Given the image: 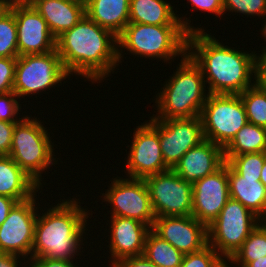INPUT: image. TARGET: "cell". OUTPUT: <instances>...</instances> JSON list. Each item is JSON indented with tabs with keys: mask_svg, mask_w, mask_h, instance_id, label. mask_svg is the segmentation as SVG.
<instances>
[{
	"mask_svg": "<svg viewBox=\"0 0 266 267\" xmlns=\"http://www.w3.org/2000/svg\"><path fill=\"white\" fill-rule=\"evenodd\" d=\"M223 8L224 14L235 13L234 15H245L251 19L255 17L253 20H257V16L261 19L266 14V0H223Z\"/></svg>",
	"mask_w": 266,
	"mask_h": 267,
	"instance_id": "cell-32",
	"label": "cell"
},
{
	"mask_svg": "<svg viewBox=\"0 0 266 267\" xmlns=\"http://www.w3.org/2000/svg\"><path fill=\"white\" fill-rule=\"evenodd\" d=\"M129 7L130 0H89L85 14L118 37L129 23Z\"/></svg>",
	"mask_w": 266,
	"mask_h": 267,
	"instance_id": "cell-24",
	"label": "cell"
},
{
	"mask_svg": "<svg viewBox=\"0 0 266 267\" xmlns=\"http://www.w3.org/2000/svg\"><path fill=\"white\" fill-rule=\"evenodd\" d=\"M260 222L263 224V226L266 228V214L260 219Z\"/></svg>",
	"mask_w": 266,
	"mask_h": 267,
	"instance_id": "cell-46",
	"label": "cell"
},
{
	"mask_svg": "<svg viewBox=\"0 0 266 267\" xmlns=\"http://www.w3.org/2000/svg\"><path fill=\"white\" fill-rule=\"evenodd\" d=\"M156 217L189 216L192 213V184L173 169L146 177Z\"/></svg>",
	"mask_w": 266,
	"mask_h": 267,
	"instance_id": "cell-13",
	"label": "cell"
},
{
	"mask_svg": "<svg viewBox=\"0 0 266 267\" xmlns=\"http://www.w3.org/2000/svg\"><path fill=\"white\" fill-rule=\"evenodd\" d=\"M16 123L0 120V156L9 155Z\"/></svg>",
	"mask_w": 266,
	"mask_h": 267,
	"instance_id": "cell-36",
	"label": "cell"
},
{
	"mask_svg": "<svg viewBox=\"0 0 266 267\" xmlns=\"http://www.w3.org/2000/svg\"><path fill=\"white\" fill-rule=\"evenodd\" d=\"M260 181L266 187V159H265V162H264L263 167H262V170H261Z\"/></svg>",
	"mask_w": 266,
	"mask_h": 267,
	"instance_id": "cell-44",
	"label": "cell"
},
{
	"mask_svg": "<svg viewBox=\"0 0 266 267\" xmlns=\"http://www.w3.org/2000/svg\"><path fill=\"white\" fill-rule=\"evenodd\" d=\"M163 85V87H162ZM209 92L200 67L186 54L152 101L157 120L200 116Z\"/></svg>",
	"mask_w": 266,
	"mask_h": 267,
	"instance_id": "cell-4",
	"label": "cell"
},
{
	"mask_svg": "<svg viewBox=\"0 0 266 267\" xmlns=\"http://www.w3.org/2000/svg\"><path fill=\"white\" fill-rule=\"evenodd\" d=\"M72 197L59 199L60 201L55 202L56 205H49L50 208H40L35 224L31 258L77 260L78 256H86L81 255L84 253L82 246L89 243L87 233L90 229L87 228L93 227L88 226V218L93 217V211L81 206L84 204V201L80 203L81 198Z\"/></svg>",
	"mask_w": 266,
	"mask_h": 267,
	"instance_id": "cell-3",
	"label": "cell"
},
{
	"mask_svg": "<svg viewBox=\"0 0 266 267\" xmlns=\"http://www.w3.org/2000/svg\"><path fill=\"white\" fill-rule=\"evenodd\" d=\"M264 256H266V228L260 222L228 261V267H246L251 261Z\"/></svg>",
	"mask_w": 266,
	"mask_h": 267,
	"instance_id": "cell-27",
	"label": "cell"
},
{
	"mask_svg": "<svg viewBox=\"0 0 266 267\" xmlns=\"http://www.w3.org/2000/svg\"><path fill=\"white\" fill-rule=\"evenodd\" d=\"M18 57H0V94L13 91Z\"/></svg>",
	"mask_w": 266,
	"mask_h": 267,
	"instance_id": "cell-34",
	"label": "cell"
},
{
	"mask_svg": "<svg viewBox=\"0 0 266 267\" xmlns=\"http://www.w3.org/2000/svg\"><path fill=\"white\" fill-rule=\"evenodd\" d=\"M224 44L209 32H191L187 54L200 67L209 94H240L255 84L256 50Z\"/></svg>",
	"mask_w": 266,
	"mask_h": 267,
	"instance_id": "cell-1",
	"label": "cell"
},
{
	"mask_svg": "<svg viewBox=\"0 0 266 267\" xmlns=\"http://www.w3.org/2000/svg\"><path fill=\"white\" fill-rule=\"evenodd\" d=\"M78 260H58L50 258H31L28 261V267H81L78 263L84 262ZM76 261V262H75ZM75 262V263H74Z\"/></svg>",
	"mask_w": 266,
	"mask_h": 267,
	"instance_id": "cell-37",
	"label": "cell"
},
{
	"mask_svg": "<svg viewBox=\"0 0 266 267\" xmlns=\"http://www.w3.org/2000/svg\"><path fill=\"white\" fill-rule=\"evenodd\" d=\"M27 265H28V260L24 259L23 257L0 252V267H21V266L28 267Z\"/></svg>",
	"mask_w": 266,
	"mask_h": 267,
	"instance_id": "cell-40",
	"label": "cell"
},
{
	"mask_svg": "<svg viewBox=\"0 0 266 267\" xmlns=\"http://www.w3.org/2000/svg\"><path fill=\"white\" fill-rule=\"evenodd\" d=\"M21 99L13 92L0 94V120L17 123L25 115H21ZM20 114V115H19Z\"/></svg>",
	"mask_w": 266,
	"mask_h": 267,
	"instance_id": "cell-33",
	"label": "cell"
},
{
	"mask_svg": "<svg viewBox=\"0 0 266 267\" xmlns=\"http://www.w3.org/2000/svg\"><path fill=\"white\" fill-rule=\"evenodd\" d=\"M230 198L239 201L260 219L266 214V187L260 178H244L228 164Z\"/></svg>",
	"mask_w": 266,
	"mask_h": 267,
	"instance_id": "cell-23",
	"label": "cell"
},
{
	"mask_svg": "<svg viewBox=\"0 0 266 267\" xmlns=\"http://www.w3.org/2000/svg\"><path fill=\"white\" fill-rule=\"evenodd\" d=\"M256 52L258 53L255 55V84L266 90V50Z\"/></svg>",
	"mask_w": 266,
	"mask_h": 267,
	"instance_id": "cell-38",
	"label": "cell"
},
{
	"mask_svg": "<svg viewBox=\"0 0 266 267\" xmlns=\"http://www.w3.org/2000/svg\"><path fill=\"white\" fill-rule=\"evenodd\" d=\"M10 0H0V14L8 7Z\"/></svg>",
	"mask_w": 266,
	"mask_h": 267,
	"instance_id": "cell-45",
	"label": "cell"
},
{
	"mask_svg": "<svg viewBox=\"0 0 266 267\" xmlns=\"http://www.w3.org/2000/svg\"><path fill=\"white\" fill-rule=\"evenodd\" d=\"M43 120L36 115H25L16 123L13 130L9 156L32 177L42 188L46 185L42 178L50 167L59 164L55 158L54 142ZM46 171V172H45ZM44 185V186H43Z\"/></svg>",
	"mask_w": 266,
	"mask_h": 267,
	"instance_id": "cell-6",
	"label": "cell"
},
{
	"mask_svg": "<svg viewBox=\"0 0 266 267\" xmlns=\"http://www.w3.org/2000/svg\"><path fill=\"white\" fill-rule=\"evenodd\" d=\"M18 56L16 20L7 7L0 14V57Z\"/></svg>",
	"mask_w": 266,
	"mask_h": 267,
	"instance_id": "cell-29",
	"label": "cell"
},
{
	"mask_svg": "<svg viewBox=\"0 0 266 267\" xmlns=\"http://www.w3.org/2000/svg\"><path fill=\"white\" fill-rule=\"evenodd\" d=\"M17 202L18 201L13 198L0 195V225L5 221L10 210Z\"/></svg>",
	"mask_w": 266,
	"mask_h": 267,
	"instance_id": "cell-41",
	"label": "cell"
},
{
	"mask_svg": "<svg viewBox=\"0 0 266 267\" xmlns=\"http://www.w3.org/2000/svg\"><path fill=\"white\" fill-rule=\"evenodd\" d=\"M151 230L184 255L208 245V227L192 215L155 217Z\"/></svg>",
	"mask_w": 266,
	"mask_h": 267,
	"instance_id": "cell-17",
	"label": "cell"
},
{
	"mask_svg": "<svg viewBox=\"0 0 266 267\" xmlns=\"http://www.w3.org/2000/svg\"><path fill=\"white\" fill-rule=\"evenodd\" d=\"M265 149L266 128L248 122L223 150L224 156H237L246 153L264 152Z\"/></svg>",
	"mask_w": 266,
	"mask_h": 267,
	"instance_id": "cell-25",
	"label": "cell"
},
{
	"mask_svg": "<svg viewBox=\"0 0 266 267\" xmlns=\"http://www.w3.org/2000/svg\"><path fill=\"white\" fill-rule=\"evenodd\" d=\"M110 181L108 189L99 196L110 206L107 214L136 219L152 228L156 216L145 180L116 174Z\"/></svg>",
	"mask_w": 266,
	"mask_h": 267,
	"instance_id": "cell-10",
	"label": "cell"
},
{
	"mask_svg": "<svg viewBox=\"0 0 266 267\" xmlns=\"http://www.w3.org/2000/svg\"><path fill=\"white\" fill-rule=\"evenodd\" d=\"M42 191H44L42 187L21 169L9 155L0 156L1 196L13 198L20 202L33 197L36 193L39 196Z\"/></svg>",
	"mask_w": 266,
	"mask_h": 267,
	"instance_id": "cell-22",
	"label": "cell"
},
{
	"mask_svg": "<svg viewBox=\"0 0 266 267\" xmlns=\"http://www.w3.org/2000/svg\"><path fill=\"white\" fill-rule=\"evenodd\" d=\"M109 218L110 220L107 219L106 222L109 227L107 234H110L107 235L106 241L109 245H104L107 246L106 250L109 248L106 251L110 254V257L107 256L109 266L114 267L126 257L143 255L146 236L151 228L132 218L120 216Z\"/></svg>",
	"mask_w": 266,
	"mask_h": 267,
	"instance_id": "cell-18",
	"label": "cell"
},
{
	"mask_svg": "<svg viewBox=\"0 0 266 267\" xmlns=\"http://www.w3.org/2000/svg\"><path fill=\"white\" fill-rule=\"evenodd\" d=\"M56 50L70 77H83L91 84L108 81L119 70L117 36L86 14L56 39Z\"/></svg>",
	"mask_w": 266,
	"mask_h": 267,
	"instance_id": "cell-2",
	"label": "cell"
},
{
	"mask_svg": "<svg viewBox=\"0 0 266 267\" xmlns=\"http://www.w3.org/2000/svg\"><path fill=\"white\" fill-rule=\"evenodd\" d=\"M225 163L224 150L212 141L204 140L191 148L173 170L191 184L214 173Z\"/></svg>",
	"mask_w": 266,
	"mask_h": 267,
	"instance_id": "cell-19",
	"label": "cell"
},
{
	"mask_svg": "<svg viewBox=\"0 0 266 267\" xmlns=\"http://www.w3.org/2000/svg\"><path fill=\"white\" fill-rule=\"evenodd\" d=\"M66 1H70V2H74L80 5H83V0H66Z\"/></svg>",
	"mask_w": 266,
	"mask_h": 267,
	"instance_id": "cell-47",
	"label": "cell"
},
{
	"mask_svg": "<svg viewBox=\"0 0 266 267\" xmlns=\"http://www.w3.org/2000/svg\"><path fill=\"white\" fill-rule=\"evenodd\" d=\"M249 123L266 128V90L256 84L239 94Z\"/></svg>",
	"mask_w": 266,
	"mask_h": 267,
	"instance_id": "cell-28",
	"label": "cell"
},
{
	"mask_svg": "<svg viewBox=\"0 0 266 267\" xmlns=\"http://www.w3.org/2000/svg\"><path fill=\"white\" fill-rule=\"evenodd\" d=\"M72 80L64 69L57 50L34 55L18 56L15 66L13 92L25 102L26 97L49 94V90ZM66 80V81H64ZM59 85V86H58ZM46 90L48 92H46ZM44 91V92H43ZM41 93V94H40ZM38 94V96H37Z\"/></svg>",
	"mask_w": 266,
	"mask_h": 267,
	"instance_id": "cell-7",
	"label": "cell"
},
{
	"mask_svg": "<svg viewBox=\"0 0 266 267\" xmlns=\"http://www.w3.org/2000/svg\"><path fill=\"white\" fill-rule=\"evenodd\" d=\"M8 8L14 13L16 20L19 56L56 50V39L46 20L27 0H10Z\"/></svg>",
	"mask_w": 266,
	"mask_h": 267,
	"instance_id": "cell-14",
	"label": "cell"
},
{
	"mask_svg": "<svg viewBox=\"0 0 266 267\" xmlns=\"http://www.w3.org/2000/svg\"><path fill=\"white\" fill-rule=\"evenodd\" d=\"M38 198L40 197H37L36 193L27 200L17 202L10 210L0 225L1 253L18 255L28 261L31 259L35 224L39 208L42 206L37 203Z\"/></svg>",
	"mask_w": 266,
	"mask_h": 267,
	"instance_id": "cell-12",
	"label": "cell"
},
{
	"mask_svg": "<svg viewBox=\"0 0 266 267\" xmlns=\"http://www.w3.org/2000/svg\"><path fill=\"white\" fill-rule=\"evenodd\" d=\"M89 0H83V5L86 7V4Z\"/></svg>",
	"mask_w": 266,
	"mask_h": 267,
	"instance_id": "cell-48",
	"label": "cell"
},
{
	"mask_svg": "<svg viewBox=\"0 0 266 267\" xmlns=\"http://www.w3.org/2000/svg\"><path fill=\"white\" fill-rule=\"evenodd\" d=\"M191 215L207 227L217 218L230 198L228 163L192 184Z\"/></svg>",
	"mask_w": 266,
	"mask_h": 267,
	"instance_id": "cell-16",
	"label": "cell"
},
{
	"mask_svg": "<svg viewBox=\"0 0 266 267\" xmlns=\"http://www.w3.org/2000/svg\"><path fill=\"white\" fill-rule=\"evenodd\" d=\"M46 20L57 39L76 25L85 15V6L66 0H27Z\"/></svg>",
	"mask_w": 266,
	"mask_h": 267,
	"instance_id": "cell-21",
	"label": "cell"
},
{
	"mask_svg": "<svg viewBox=\"0 0 266 267\" xmlns=\"http://www.w3.org/2000/svg\"><path fill=\"white\" fill-rule=\"evenodd\" d=\"M246 267H266V256L263 258L251 261Z\"/></svg>",
	"mask_w": 266,
	"mask_h": 267,
	"instance_id": "cell-43",
	"label": "cell"
},
{
	"mask_svg": "<svg viewBox=\"0 0 266 267\" xmlns=\"http://www.w3.org/2000/svg\"><path fill=\"white\" fill-rule=\"evenodd\" d=\"M203 135L223 149L248 123L239 94H209L202 108Z\"/></svg>",
	"mask_w": 266,
	"mask_h": 267,
	"instance_id": "cell-9",
	"label": "cell"
},
{
	"mask_svg": "<svg viewBox=\"0 0 266 267\" xmlns=\"http://www.w3.org/2000/svg\"><path fill=\"white\" fill-rule=\"evenodd\" d=\"M224 159L225 162L244 178H260L266 158L264 152H257L237 156H224Z\"/></svg>",
	"mask_w": 266,
	"mask_h": 267,
	"instance_id": "cell-30",
	"label": "cell"
},
{
	"mask_svg": "<svg viewBox=\"0 0 266 267\" xmlns=\"http://www.w3.org/2000/svg\"><path fill=\"white\" fill-rule=\"evenodd\" d=\"M185 1V0H184ZM187 3L191 4L192 11L207 12L216 17H222L224 15L223 0H187Z\"/></svg>",
	"mask_w": 266,
	"mask_h": 267,
	"instance_id": "cell-35",
	"label": "cell"
},
{
	"mask_svg": "<svg viewBox=\"0 0 266 267\" xmlns=\"http://www.w3.org/2000/svg\"><path fill=\"white\" fill-rule=\"evenodd\" d=\"M200 116L159 120V142L165 164L173 169L193 147L204 141Z\"/></svg>",
	"mask_w": 266,
	"mask_h": 267,
	"instance_id": "cell-15",
	"label": "cell"
},
{
	"mask_svg": "<svg viewBox=\"0 0 266 267\" xmlns=\"http://www.w3.org/2000/svg\"><path fill=\"white\" fill-rule=\"evenodd\" d=\"M260 223V218L239 201L229 198L208 226V244L229 261Z\"/></svg>",
	"mask_w": 266,
	"mask_h": 267,
	"instance_id": "cell-8",
	"label": "cell"
},
{
	"mask_svg": "<svg viewBox=\"0 0 266 267\" xmlns=\"http://www.w3.org/2000/svg\"><path fill=\"white\" fill-rule=\"evenodd\" d=\"M188 32L182 25H147L128 23L117 37L119 64L126 54L172 65L176 57L187 54ZM122 48V49H121ZM126 51V52H125ZM170 61V62H169Z\"/></svg>",
	"mask_w": 266,
	"mask_h": 267,
	"instance_id": "cell-5",
	"label": "cell"
},
{
	"mask_svg": "<svg viewBox=\"0 0 266 267\" xmlns=\"http://www.w3.org/2000/svg\"><path fill=\"white\" fill-rule=\"evenodd\" d=\"M141 124V125H140ZM134 129L131 145L124 165L126 177L145 179L170 169L163 160L159 142V120L152 118ZM130 147V148H129Z\"/></svg>",
	"mask_w": 266,
	"mask_h": 267,
	"instance_id": "cell-11",
	"label": "cell"
},
{
	"mask_svg": "<svg viewBox=\"0 0 266 267\" xmlns=\"http://www.w3.org/2000/svg\"><path fill=\"white\" fill-rule=\"evenodd\" d=\"M172 3L166 0H130L129 22L147 25H182L188 32L206 31L191 24V15H180ZM180 15V16H179Z\"/></svg>",
	"mask_w": 266,
	"mask_h": 267,
	"instance_id": "cell-20",
	"label": "cell"
},
{
	"mask_svg": "<svg viewBox=\"0 0 266 267\" xmlns=\"http://www.w3.org/2000/svg\"><path fill=\"white\" fill-rule=\"evenodd\" d=\"M143 255L157 267H180L184 254L152 230L146 236Z\"/></svg>",
	"mask_w": 266,
	"mask_h": 267,
	"instance_id": "cell-26",
	"label": "cell"
},
{
	"mask_svg": "<svg viewBox=\"0 0 266 267\" xmlns=\"http://www.w3.org/2000/svg\"><path fill=\"white\" fill-rule=\"evenodd\" d=\"M180 267H228V261L208 244L197 252L185 254Z\"/></svg>",
	"mask_w": 266,
	"mask_h": 267,
	"instance_id": "cell-31",
	"label": "cell"
},
{
	"mask_svg": "<svg viewBox=\"0 0 266 267\" xmlns=\"http://www.w3.org/2000/svg\"><path fill=\"white\" fill-rule=\"evenodd\" d=\"M263 19H265V20H263ZM260 20H263V21H261L262 23H263V25H262V23H260L261 24V29L259 30V32H260V36L264 39V42H266V14L264 15V17L262 18V19H260ZM266 44V43H265ZM258 48H262V50H260V51H265L266 50V45L265 46H261V47H258Z\"/></svg>",
	"mask_w": 266,
	"mask_h": 267,
	"instance_id": "cell-42",
	"label": "cell"
},
{
	"mask_svg": "<svg viewBox=\"0 0 266 267\" xmlns=\"http://www.w3.org/2000/svg\"><path fill=\"white\" fill-rule=\"evenodd\" d=\"M114 267H157L153 262H150L144 255L130 256L123 258Z\"/></svg>",
	"mask_w": 266,
	"mask_h": 267,
	"instance_id": "cell-39",
	"label": "cell"
}]
</instances>
